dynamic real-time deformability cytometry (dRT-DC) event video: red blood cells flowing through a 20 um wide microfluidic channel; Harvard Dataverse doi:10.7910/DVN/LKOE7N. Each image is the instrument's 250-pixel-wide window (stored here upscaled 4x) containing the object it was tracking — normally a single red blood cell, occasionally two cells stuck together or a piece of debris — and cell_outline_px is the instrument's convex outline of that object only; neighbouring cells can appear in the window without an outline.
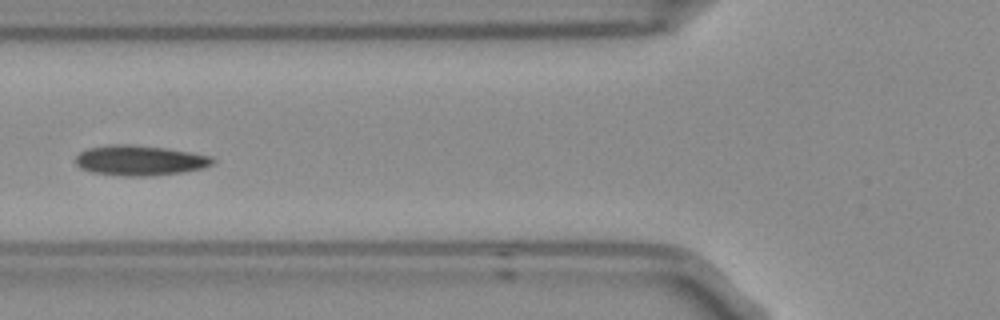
{"species": "Egyptian fruit bat (a non-hibernating species)", "species_latin": "Rousettus aegyptiacus", "temperature_condition": "room temperature", "stored_images_in_passage": 9, "camera_frame_rate_fps": 3000, "um_per_image_px": 0.085, "frame": {"image": 1, "passage_image": 6, "time_ms": 1.667, "image_size_px": [1000, 320], "cell_outline_px": [[216, 160], [212, 164], [204, 168], [180, 172], [152, 176], [124, 176], [92, 172], [80, 168], [76, 164], [76, 156], [80, 152], [88, 148], [112, 144], [128, 144], [168, 148], [212, 156]], "centroid_in_image_um": [11.89, 13.63], "position_along_channel_um": 113.9, "area_um2": 24.16}}
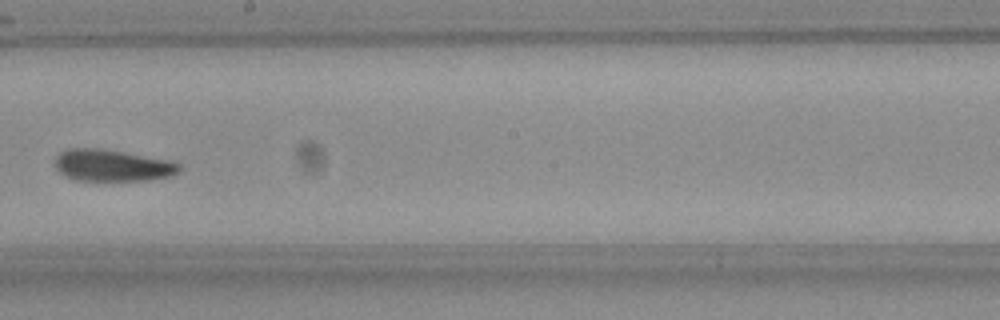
{"frame": {"image": 2, "passage_image": 9, "time_ms": 2.667, "image_size_px": [1000, 320], "cell_outline_px": [[180, 172], [172, 176], [152, 180], [76, 180], [64, 176], [56, 168], [56, 156], [60, 152], [68, 148], [100, 148], [172, 160], [180, 164]], "centroid_in_image_um": [9.58, 14.06], "position_along_channel_um": 238.6, "area_um2": 23.18}}